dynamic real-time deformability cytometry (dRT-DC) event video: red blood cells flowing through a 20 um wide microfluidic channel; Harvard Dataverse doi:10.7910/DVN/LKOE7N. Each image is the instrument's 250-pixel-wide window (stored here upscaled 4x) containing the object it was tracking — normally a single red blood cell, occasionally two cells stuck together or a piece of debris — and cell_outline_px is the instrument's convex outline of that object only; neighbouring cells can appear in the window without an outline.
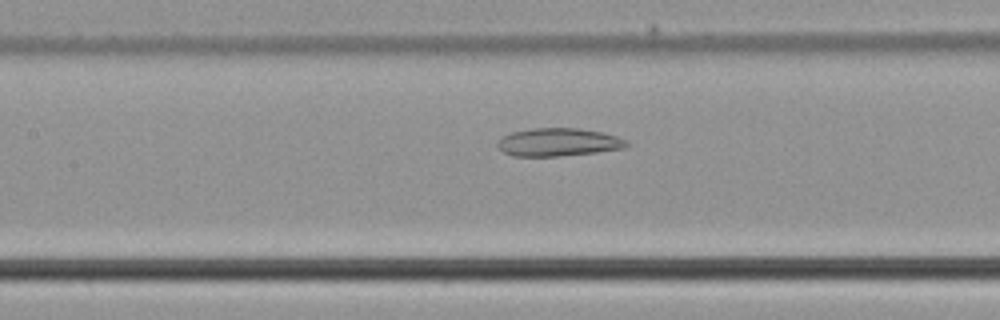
{"species": "common noctule bat (a hibernating species)", "species_latin": "Nyctalus noctula", "temperature_condition": "cold", "stored_images_in_passage": 40, "camera_frame_rate_fps": 3000, "um_per_image_px": 0.085, "animal": {"sex": "male", "body_mass_g": 21.5, "forearm_length_mm": 52.0}, "frame": {"image": 1, "passage_image": 16, "time_ms": 5.0, "image_size_px": [1000, 320], "cell_outline_px": [[628, 144], [624, 148], [596, 152], [560, 156], [512, 156], [496, 148], [496, 144], [504, 136], [512, 132], [532, 128], [580, 128], [604, 132], [628, 140]], "centroid_in_image_um": [47.46, 12.08], "position_along_channel_um": 159.9, "area_um2": 21.15}}
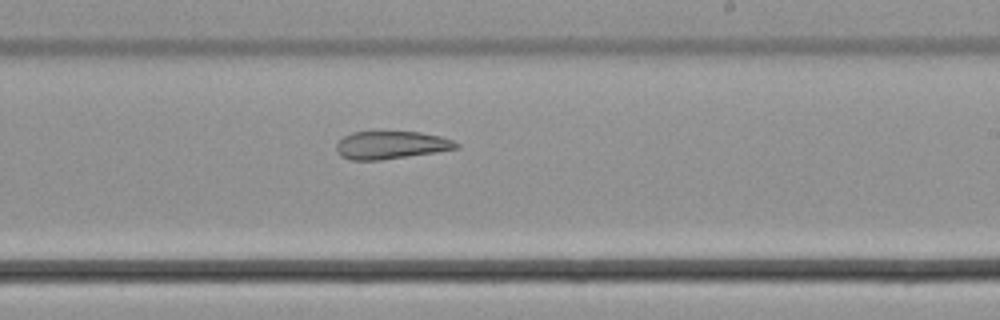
{"frame": {"image": 2, "passage_image": 23, "time_ms": 7.333, "image_size_px": [1000, 320], "cell_outline_px": [[460, 148], [380, 160], [352, 160], [340, 156], [336, 152], [336, 144], [344, 136], [352, 132], [420, 132], [440, 136], [452, 140], [460, 144]], "centroid_in_image_um": [33.22, 12.33], "position_along_channel_um": 255.8, "area_um2": 19.31}}
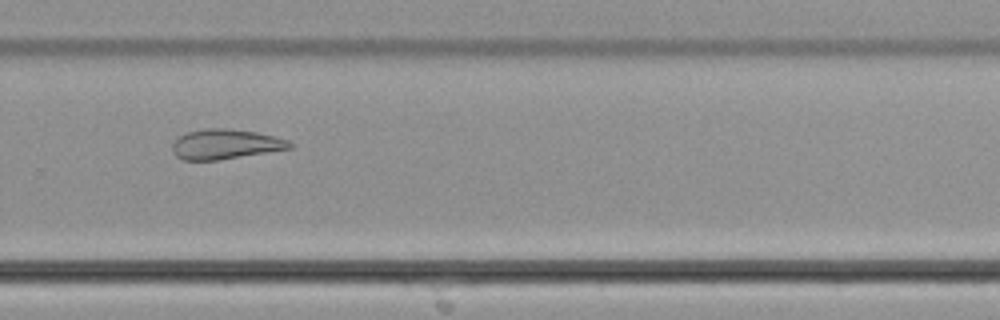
{"frame": {"image": 3, "passage_image": 27, "time_ms": 8.667, "image_size_px": [1000, 320], "cell_outline_px": [[292, 148], [268, 152], [216, 160], [184, 160], [176, 156], [172, 148], [172, 144], [180, 136], [188, 132], [204, 128], [224, 128], [256, 132], [288, 140], [292, 144]], "centroid_in_image_um": [19.14, 12.25], "position_along_channel_um": 310.7, "area_um2": 20.17}}